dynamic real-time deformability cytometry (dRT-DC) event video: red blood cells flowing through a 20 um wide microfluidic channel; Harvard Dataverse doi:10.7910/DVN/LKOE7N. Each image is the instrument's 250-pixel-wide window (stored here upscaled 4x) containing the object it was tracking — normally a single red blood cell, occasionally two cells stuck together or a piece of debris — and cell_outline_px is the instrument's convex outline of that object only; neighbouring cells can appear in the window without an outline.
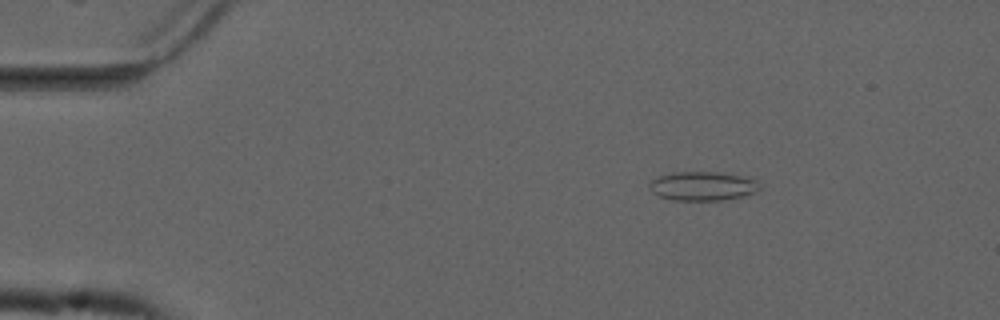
{"species": "common noctule bat (a hibernating species)", "species_latin": "Nyctalus noctula", "temperature_condition": "cold", "stored_images_in_passage": 55, "camera_frame_rate_fps": 3000, "um_per_image_px": 0.085, "animal": {"sex": "male", "forearm_length_mm": 52.5}, "frame": {"image": 1, "passage_image": 9, "time_ms": 2.667, "image_size_px": [1000, 320], "cell_outline_px": [[760, 188], [756, 192], [740, 196], [720, 200], [672, 200], [660, 196], [652, 192], [648, 188], [648, 184], [652, 180], [660, 176], [672, 172], [716, 172], [740, 176], [756, 180], [760, 184]], "centroid_in_image_um": [59.69, 15.81], "position_along_channel_um": 25.3, "area_um2": 18.44}}
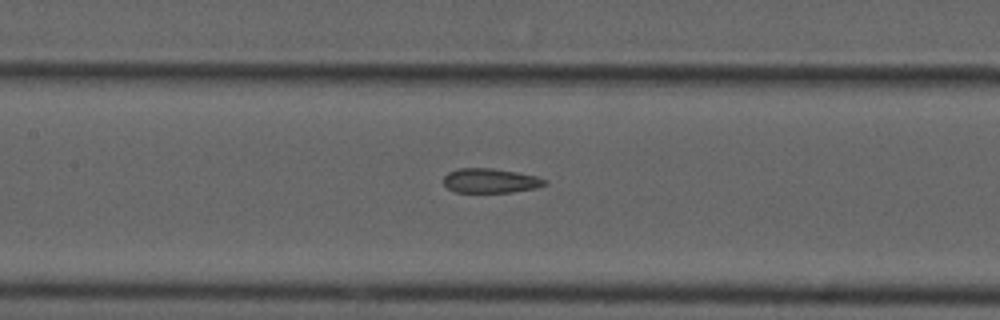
{"frame": {"image": 2, "passage_image": 26, "time_ms": 8.333, "image_size_px": [1000, 320], "cell_outline_px": [[548, 184], [536, 188], [512, 192], [456, 192], [448, 188], [444, 184], [444, 176], [448, 172], [460, 168], [492, 168], [516, 172], [536, 176], [548, 180]], "centroid_in_image_um": [41.71, 15.36], "position_along_channel_um": 165.7, "area_um2": 14.45}}
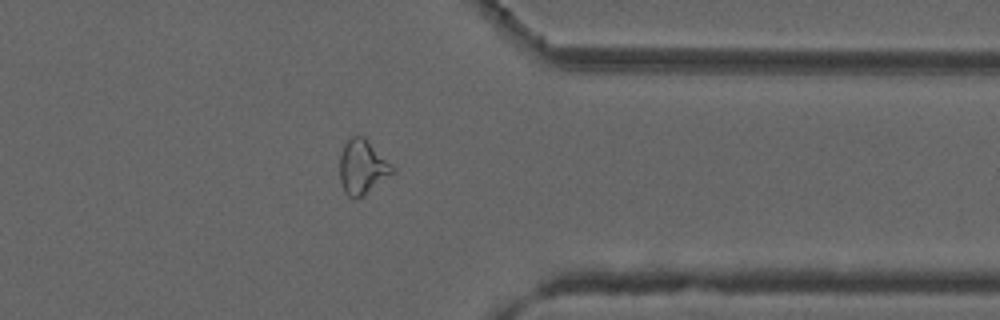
{"frame": {"image": 3, "passage_image": 44, "time_ms": 14.333, "image_size_px": [1000, 320], "cell_outline_px": [[396, 172], [364, 196], [356, 200], [352, 200], [344, 192], [340, 180], [340, 156], [344, 144], [352, 136], [364, 136], [396, 168]], "centroid_in_image_um": [30.83, 14.24], "position_along_channel_um": 380.6, "area_um2": 17.11}, "authors_computed_cell_mechanics": {"area_um2": 16.762, "velocity_mm_per_s": 3.7238, "shape_relaxation_time_tau1_ms": null, "shape_relaxation_time_tau2_ms": 2.8182, "deformation_change_tau1": null, "deformation_change_tau2": 0.1056}}